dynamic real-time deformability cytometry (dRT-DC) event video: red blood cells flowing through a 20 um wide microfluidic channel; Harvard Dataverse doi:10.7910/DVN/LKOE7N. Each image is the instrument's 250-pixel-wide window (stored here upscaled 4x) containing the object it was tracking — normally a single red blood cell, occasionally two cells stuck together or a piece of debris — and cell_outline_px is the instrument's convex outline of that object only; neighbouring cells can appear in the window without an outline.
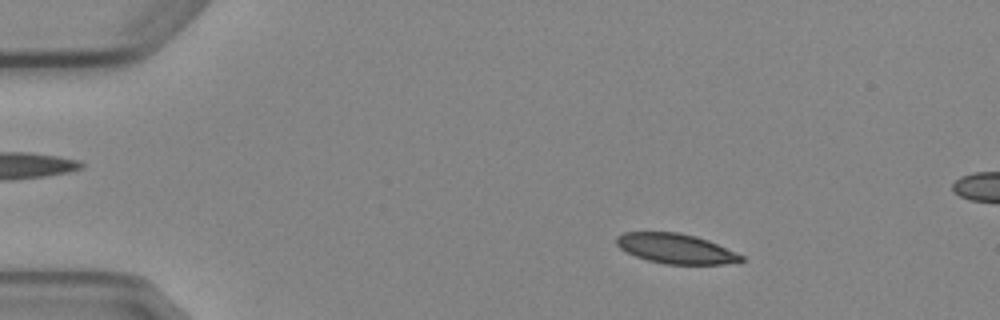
{"species": "Egyptian fruit bat (a non-hibernating species)", "species_latin": "Rousettus aegyptiacus", "temperature_condition": "cold", "stored_images_in_passage": 5, "segment_of_instrument_passage": [1, 2], "camera_frame_rate_fps": 3000, "um_per_image_px": 0.085, "animal": {"sex": "female"}, "frame": {"image": 1, "passage_image": 2, "time_ms": 1.333, "image_size_px": [1000, 320], "cell_outline_px": [[744, 260], [724, 264], [664, 264], [648, 260], [636, 256], [620, 248], [616, 244], [616, 236], [624, 232], [680, 232], [696, 236], [708, 240], [744, 256]], "centroid_in_image_um": [57.42, 21.12], "position_along_channel_um": 27.6, "area_um2": 21.62}}